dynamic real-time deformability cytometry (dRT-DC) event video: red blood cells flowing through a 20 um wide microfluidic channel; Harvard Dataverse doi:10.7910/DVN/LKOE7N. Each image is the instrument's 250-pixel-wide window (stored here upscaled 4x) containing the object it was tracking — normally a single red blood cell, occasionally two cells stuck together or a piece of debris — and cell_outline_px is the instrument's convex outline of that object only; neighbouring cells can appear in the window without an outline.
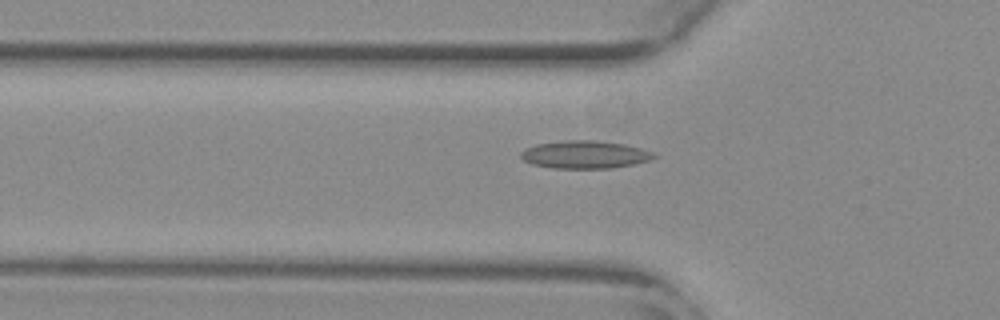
{"species": "common noctule bat (a hibernating species)", "species_latin": "Nyctalus noctula", "temperature_condition": "warm", "stored_images_in_passage": 48, "camera_frame_rate_fps": 3000, "um_per_image_px": 0.085, "animal": {"sex": "female", "body_mass_g": 29.2, "forearm_length_mm": 56.3}, "frame": {"image": 1, "passage_image": 12, "time_ms": 3.667, "image_size_px": [1000, 320], "cell_outline_px": [[656, 156], [648, 160], [632, 164], [612, 168], [552, 168], [532, 164], [524, 160], [520, 156], [520, 152], [524, 148], [536, 144], [568, 140], [596, 140], [624, 144], [640, 148], [652, 152]], "centroid_in_image_um": [49.66, 13.13], "position_along_channel_um": 76.1, "area_um2": 21.39}}
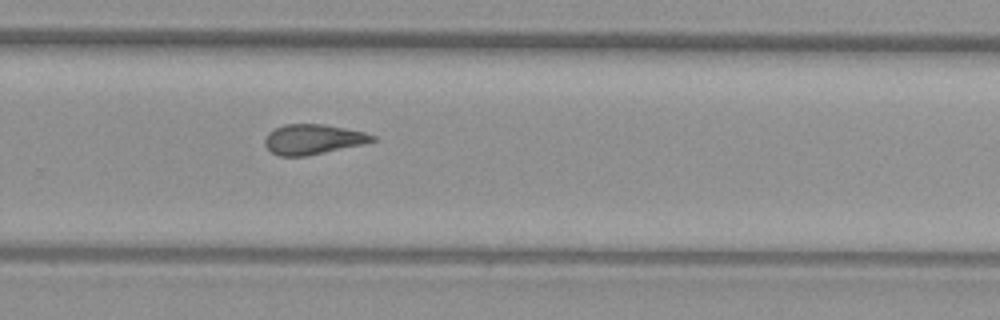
{"frame": {"image": 2, "passage_image": 30, "time_ms": 9.667, "image_size_px": [1000, 320], "cell_outline_px": [[376, 140], [364, 144], [308, 156], [280, 156], [272, 152], [264, 144], [264, 140], [268, 132], [284, 124], [324, 124], [364, 132], [376, 136]], "centroid_in_image_um": [26.61, 11.84], "position_along_channel_um": 303.2, "area_um2": 18.84}}
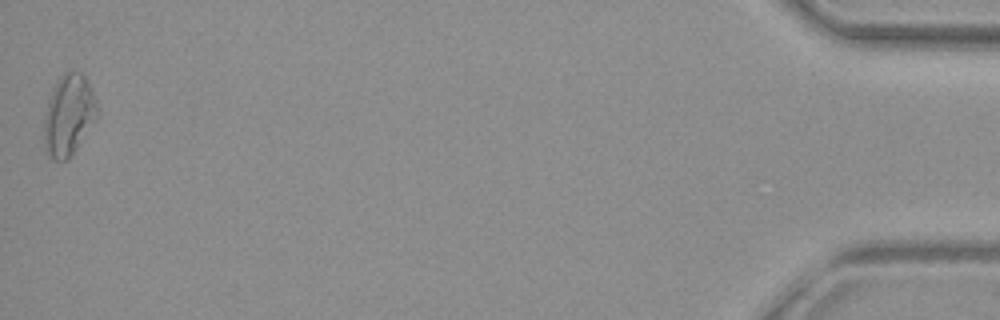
{"frame": {"image": 3, "passage_image": 48, "time_ms": 15.667, "image_size_px": [1000, 320], "cell_outline_px": [[96, 116], [76, 148], [68, 160], [56, 160], [48, 156], [44, 136], [44, 116], [48, 100], [52, 88], [60, 76], [64, 72], [84, 72], [92, 92], [96, 104]], "centroid_in_image_um": [5.8, 9.75], "position_along_channel_um": 429.4, "area_um2": 24.51}, "authors_computed_cell_mechanics": {"area_um2": 19.7387, "velocity_mm_per_s": 3.7812, "shape_relaxation_time_tau1_ms": null, "shape_relaxation_time_tau2_ms": 3.8715, "deformation_change_tau1": null, "deformation_change_tau2": 0.1239}}